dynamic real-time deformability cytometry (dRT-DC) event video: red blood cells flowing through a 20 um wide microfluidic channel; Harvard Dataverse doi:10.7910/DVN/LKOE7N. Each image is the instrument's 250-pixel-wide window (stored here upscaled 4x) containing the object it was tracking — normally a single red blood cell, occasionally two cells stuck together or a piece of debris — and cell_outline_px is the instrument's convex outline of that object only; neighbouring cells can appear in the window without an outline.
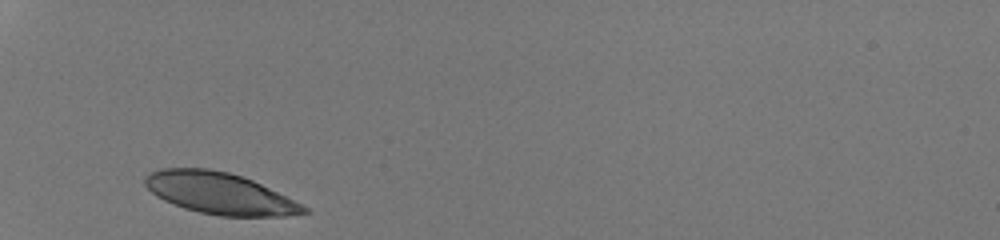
{"species": "human", "species_latin": "Homo sapiens", "temperature_condition": "room temperature", "stored_images_in_passage": 26, "camera_frame_rate_fps": 3000, "um_per_image_px": 0.085, "donor": {"sex": "male"}, "frame": {"image": 1, "passage_image": 1, "time_ms": 0.0, "image_size_px": [1000, 240], "cell_outline_px": [[312, 212], [284, 216], [220, 216], [200, 212], [184, 208], [172, 204], [156, 196], [144, 184], [144, 176], [160, 168], [208, 168], [228, 172], [252, 180], [308, 208]], "centroid_in_image_um": [18.62, 16.43], "position_along_channel_um": 66.4, "area_um2": 38.03}}
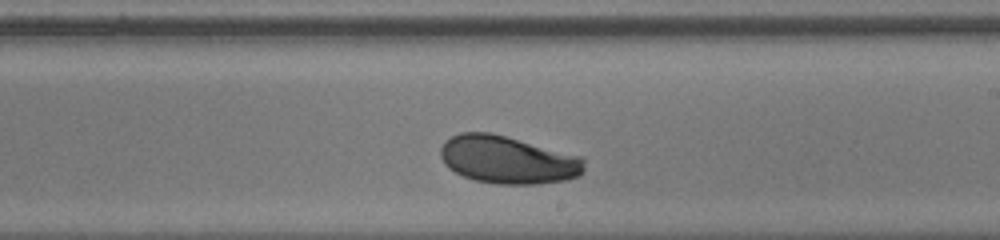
{"frame": {"image": 2, "passage_image": 15, "time_ms": 4.667, "image_size_px": [1000, 240], "cell_outline_px": [[584, 172], [580, 176], [564, 180], [536, 184], [496, 184], [476, 180], [464, 176], [448, 168], [444, 164], [440, 156], [440, 148], [444, 140], [460, 132], [488, 132], [584, 156]], "centroid_in_image_um": [43.17, 13.58], "position_along_channel_um": 245.8, "area_um2": 40.17}}
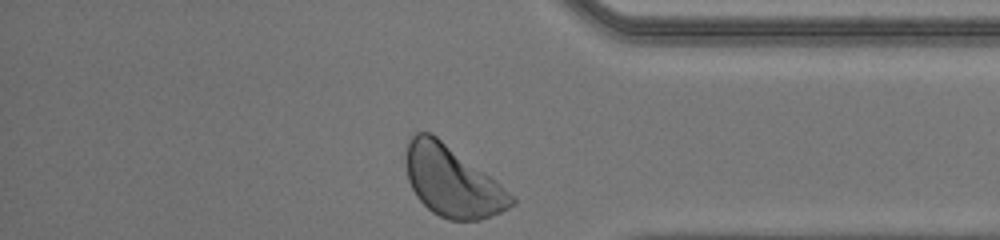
{"frame": {"image": 3, "passage_image": 26, "time_ms": 8.333, "image_size_px": [1000, 240], "cell_outline_px": [[516, 204], [500, 212], [480, 220], [448, 220], [432, 212], [416, 196], [408, 180], [404, 164], [404, 156], [408, 140], [416, 132], [432, 132], [496, 180], [516, 196]], "centroid_in_image_um": [38.43, 15.4], "position_along_channel_um": 396.8, "area_um2": 43.81}, "authors_computed_cell_mechanics": {"area_um2": 39.5641, "velocity_mm_per_s": 4.2546, "shape_relaxation_time_tau1_ms": 2.5467, "shape_relaxation_time_tau2_ms": null, "deformation_change_tau1": 0.1213, "deformation_change_tau2": null}}